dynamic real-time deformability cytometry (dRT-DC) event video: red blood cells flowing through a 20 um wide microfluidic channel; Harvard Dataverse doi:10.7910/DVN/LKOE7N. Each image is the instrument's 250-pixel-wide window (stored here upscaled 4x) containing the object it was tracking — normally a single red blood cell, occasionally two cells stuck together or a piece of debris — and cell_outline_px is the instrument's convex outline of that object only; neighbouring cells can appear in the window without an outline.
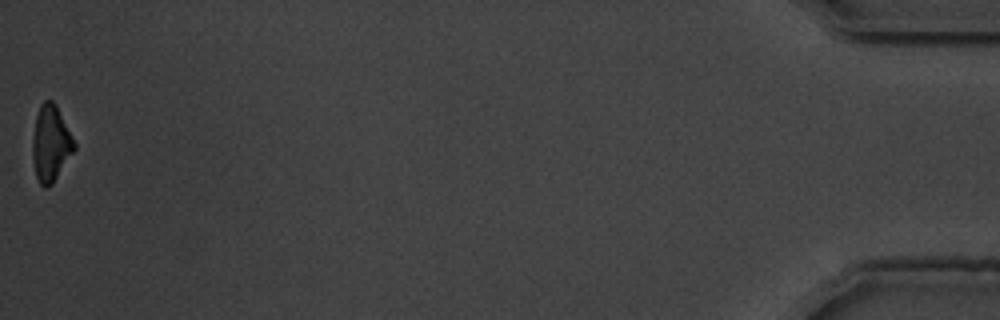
{"species": "common noctule bat (a hibernating species)", "species_latin": "Nyctalus noctula", "temperature_condition": "warm", "stored_images_in_passage": 42, "camera_frame_rate_fps": 3000, "um_per_image_px": 0.085, "animal": {"sex": "male", "body_mass_g": 19.5, "forearm_length_mm": 54.6}, "frame": {"image": 1, "passage_image": 42, "time_ms": 13.667, "image_size_px": [1000, 320], "cell_outline_px": [[76, 148], [52, 184], [44, 188], [40, 184], [36, 176], [32, 152], [32, 140], [36, 116], [40, 104], [44, 100], [52, 100], [56, 104], [76, 144]], "centroid_in_image_um": [4.31, 12.18], "position_along_channel_um": 430.9, "area_um2": 18.38}, "authors_computed_cell_mechanics": {"area_um2": 19.941, "velocity_mm_per_s": 3.5393, "shape_relaxation_time_tau1_ms": 2.2555, "shape_relaxation_time_tau2_ms": 6.7274, "deformation_change_tau1": 0.1258, "deformation_change_tau2": 0.1082}}